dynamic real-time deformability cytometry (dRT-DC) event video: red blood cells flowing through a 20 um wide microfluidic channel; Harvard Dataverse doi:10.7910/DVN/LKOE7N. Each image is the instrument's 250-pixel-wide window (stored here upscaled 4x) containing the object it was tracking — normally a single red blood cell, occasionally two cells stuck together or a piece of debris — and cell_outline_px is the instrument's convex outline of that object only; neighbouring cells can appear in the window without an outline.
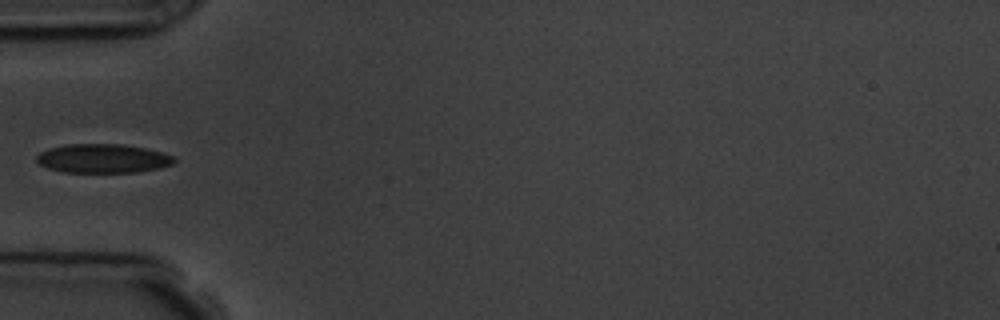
{"species": "common noctule bat (a hibernating species)", "species_latin": "Nyctalus noctula", "temperature_condition": "room temperature", "stored_images_in_passage": 5, "camera_frame_rate_fps": 3000, "um_per_image_px": 0.085, "animal": {"sex": "male", "body_mass_g": 19.5, "forearm_length_mm": 54.6}, "frame": {"image": 1, "passage_image": 5, "time_ms": 4.667, "image_size_px": [1000, 320], "cell_outline_px": [[176, 160], [172, 164], [160, 168], [136, 172], [64, 172], [48, 168], [40, 164], [36, 160], [36, 156], [40, 152], [48, 148], [68, 144], [120, 144], [144, 148], [160, 152], [172, 156]], "centroid_in_image_um": [8.71, 13.47], "position_along_channel_um": 76.3, "area_um2": 23.06}}